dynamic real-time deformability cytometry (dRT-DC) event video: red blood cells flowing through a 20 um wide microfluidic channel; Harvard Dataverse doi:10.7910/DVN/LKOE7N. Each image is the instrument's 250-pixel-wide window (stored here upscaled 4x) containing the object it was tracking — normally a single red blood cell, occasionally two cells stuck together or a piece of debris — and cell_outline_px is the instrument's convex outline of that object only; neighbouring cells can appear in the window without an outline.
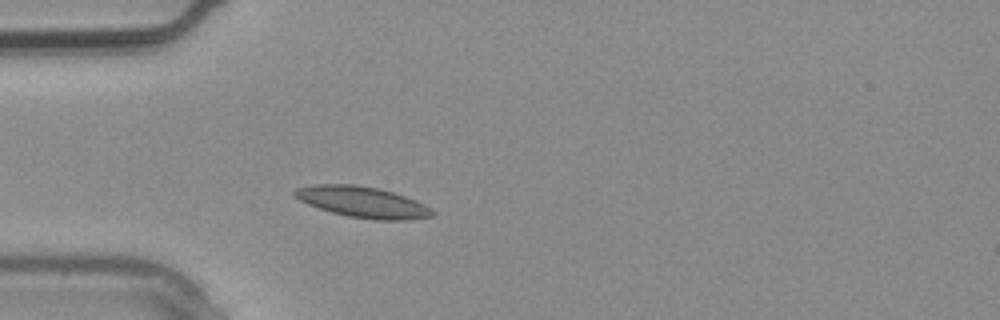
{"species": "common noctule bat (a hibernating species)", "species_latin": "Nyctalus noctula", "temperature_condition": "warm", "stored_images_in_passage": 4, "camera_frame_rate_fps": 3000, "um_per_image_px": 0.085, "animal": {"sex": "male", "body_mass_g": 20.4}, "frame": {"image": 1, "passage_image": 4, "time_ms": 1.0, "image_size_px": [1000, 320], "cell_outline_px": [[436, 216], [408, 220], [376, 220], [348, 216], [332, 212], [308, 204], [292, 196], [292, 192], [296, 188], [316, 184], [352, 184], [376, 188], [392, 192], [416, 200], [432, 208], [436, 212]], "centroid_in_image_um": [30.85, 17.18], "position_along_channel_um": 54.2, "area_um2": 24.91}}